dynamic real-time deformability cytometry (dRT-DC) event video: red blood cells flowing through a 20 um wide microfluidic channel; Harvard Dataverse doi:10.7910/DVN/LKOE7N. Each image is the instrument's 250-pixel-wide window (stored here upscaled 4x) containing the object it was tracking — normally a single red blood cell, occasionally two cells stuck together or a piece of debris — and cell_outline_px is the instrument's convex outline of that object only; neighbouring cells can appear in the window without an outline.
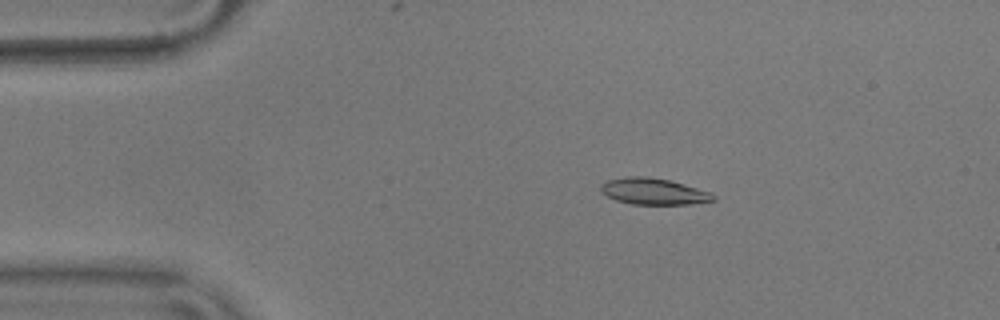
{"species": "common noctule bat (a hibernating species)", "species_latin": "Nyctalus noctula", "temperature_condition": "warm", "stored_images_in_passage": 50, "camera_frame_rate_fps": 3000, "um_per_image_px": 0.085, "animal": {"sex": "male", "body_mass_g": 17.9}, "frame": {"image": 1, "passage_image": 10, "time_ms": 3.0, "image_size_px": [1000, 320], "cell_outline_px": [[716, 200], [692, 204], [632, 204], [616, 200], [600, 192], [600, 184], [608, 180], [624, 176], [644, 176], [668, 180], [684, 184], [712, 192], [716, 196]], "centroid_in_image_um": [55.56, 16.27], "position_along_channel_um": 29.4, "area_um2": 17.4}}
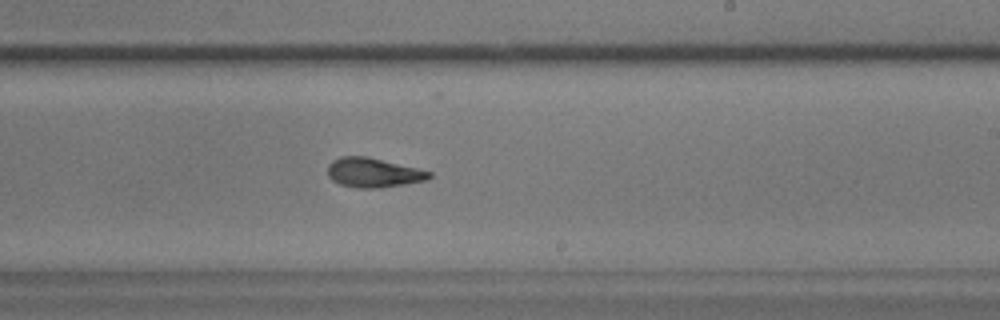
{"frame": {"image": 2, "passage_image": 33, "time_ms": 10.667, "image_size_px": [1000, 320], "cell_outline_px": [[432, 176], [428, 180], [380, 188], [356, 188], [340, 184], [332, 180], [328, 176], [328, 164], [332, 160], [340, 156], [368, 156], [432, 172]], "centroid_in_image_um": [31.72, 14.67], "position_along_channel_um": 257.3, "area_um2": 17.51}}
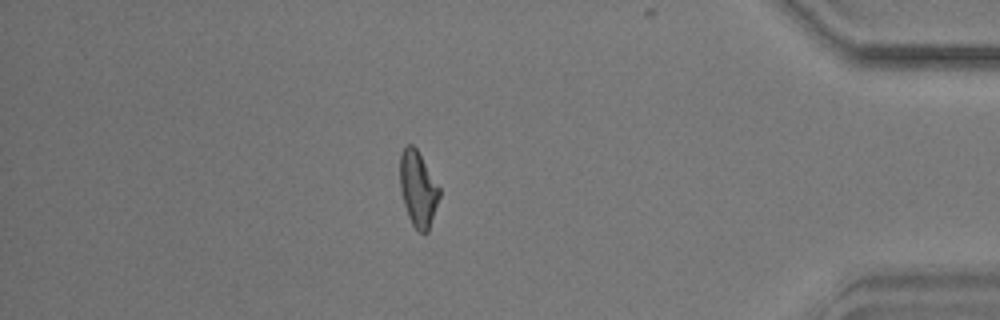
{"frame": {"image": 3, "passage_image": 48, "time_ms": 15.667, "image_size_px": [1000, 320], "cell_outline_px": [[440, 196], [428, 232], [420, 232], [412, 224], [408, 216], [400, 192], [400, 156], [404, 148], [408, 144], [412, 144], [416, 148], [440, 188]], "centroid_in_image_um": [35.53, 16.06], "position_along_channel_um": 399.7, "area_um2": 17.17}, "authors_computed_cell_mechanics": {"area_um2": 17.4556, "velocity_mm_per_s": 3.6229, "shape_relaxation_time_tau1_ms": 4.3111, "shape_relaxation_time_tau2_ms": 3.0335, "deformation_change_tau1": 0.173, "deformation_change_tau2": 0.0857}}